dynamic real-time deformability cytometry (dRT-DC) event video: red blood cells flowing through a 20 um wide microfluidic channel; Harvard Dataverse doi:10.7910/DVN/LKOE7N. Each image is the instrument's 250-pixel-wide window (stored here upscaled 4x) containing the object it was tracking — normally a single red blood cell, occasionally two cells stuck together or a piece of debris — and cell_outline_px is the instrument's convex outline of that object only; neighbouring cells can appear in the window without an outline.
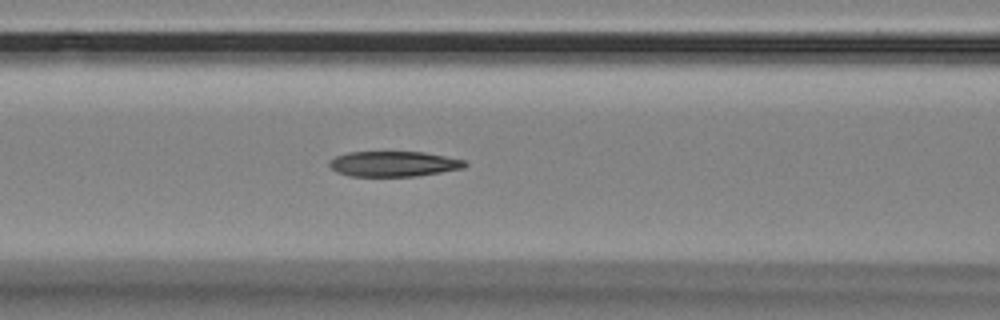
{"species": "Egyptian fruit bat (a non-hibernating species)", "species_latin": "Rousettus aegyptiacus", "temperature_condition": "room temperature", "stored_images_in_passage": 56, "camera_frame_rate_fps": 3000, "um_per_image_px": 0.085, "animal": {"sex": "female"}, "frame": {"image": 1, "passage_image": 23, "time_ms": 7.333, "image_size_px": [1000, 320], "cell_outline_px": [[468, 164], [464, 168], [416, 176], [348, 176], [336, 172], [328, 164], [336, 156], [348, 152], [424, 152], [464, 160]], "centroid_in_image_um": [33.45, 13.93], "position_along_channel_um": 133.1, "area_um2": 19.88}}
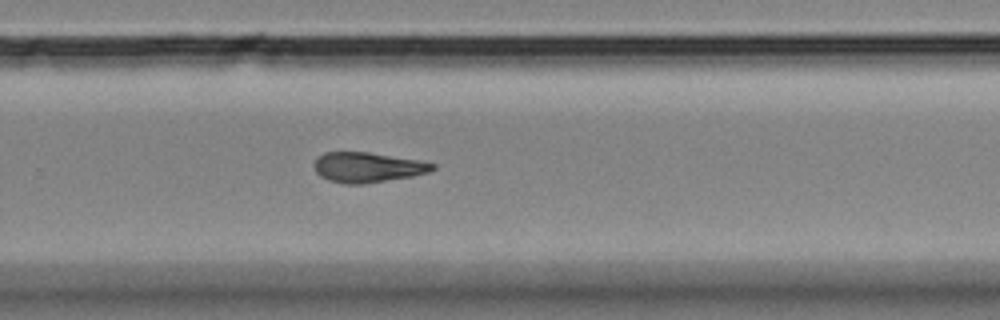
{"frame": {"image": 2, "passage_image": 37, "time_ms": 12.0, "image_size_px": [1000, 320], "cell_outline_px": [[436, 168], [428, 172], [412, 176], [364, 184], [344, 184], [328, 180], [320, 176], [316, 172], [312, 164], [316, 156], [324, 152], [368, 152], [420, 160], [436, 164]], "centroid_in_image_um": [31.2, 14.22], "position_along_channel_um": 298.6, "area_um2": 20.98}}
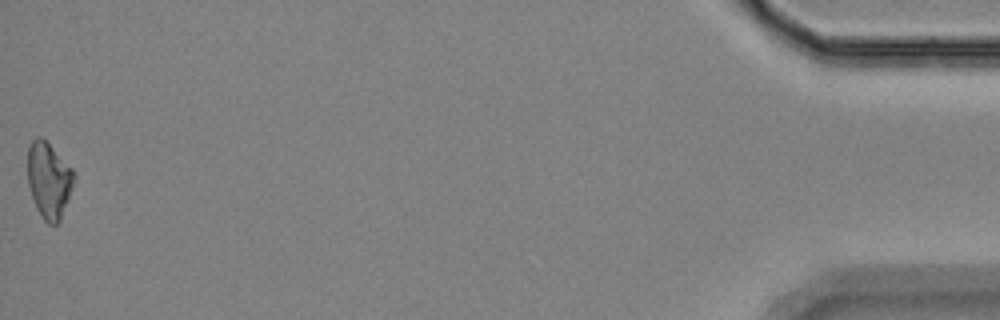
{"frame": {"image": 3, "passage_image": 56, "time_ms": 18.333, "image_size_px": [1000, 320], "cell_outline_px": [[76, 176], [60, 220], [56, 224], [48, 224], [44, 220], [36, 208], [28, 184], [28, 144], [36, 136], [40, 136], [72, 168]], "centroid_in_image_um": [4.14, 15.31], "position_along_channel_um": 431.1, "area_um2": 20.23}}